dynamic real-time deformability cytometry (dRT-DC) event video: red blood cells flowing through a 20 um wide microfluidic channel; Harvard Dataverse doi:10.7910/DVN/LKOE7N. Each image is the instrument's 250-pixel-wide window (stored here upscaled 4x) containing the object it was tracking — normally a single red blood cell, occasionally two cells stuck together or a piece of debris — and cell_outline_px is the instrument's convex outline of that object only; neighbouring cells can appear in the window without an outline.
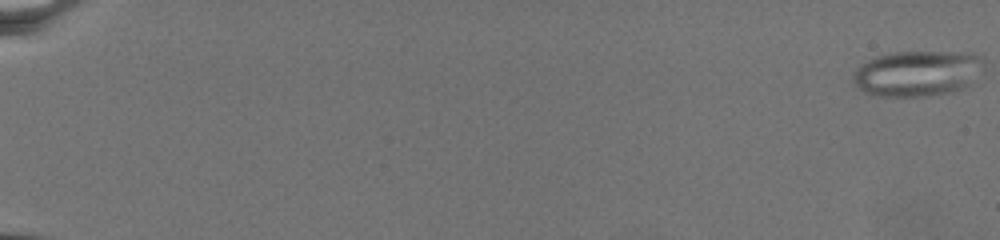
{"species": "common noctule bat (a hibernating species)", "species_latin": "Nyctalus noctula", "temperature_condition": "warm", "stored_images_in_passage": 77, "camera_frame_rate_fps": 3000, "um_per_image_px": 0.085, "animal": {"sex": "female", "body_mass_g": 19.5, "forearm_length_mm": 54.1}, "frame": {"image": 1, "passage_image": 1, "time_ms": 0.0, "image_size_px": [1000, 240], "cell_outline_px": [[984, 64], [976, 84], [952, 92], [924, 96], [872, 96], [856, 88], [852, 84], [852, 76], [856, 68], [868, 60], [876, 56], [892, 52], [972, 52], [984, 56]], "centroid_in_image_um": [78.03, 6.24], "position_along_channel_um": 7.0, "area_um2": 35.78}}
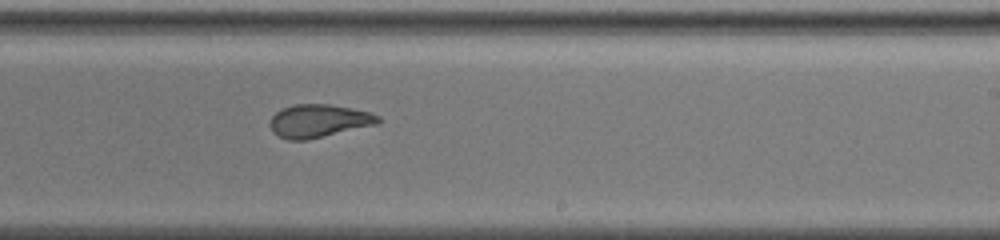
{"frame": {"image": 2, "passage_image": 51, "time_ms": 16.667, "image_size_px": [1000, 240], "cell_outline_px": [[380, 120], [376, 124], [308, 140], [288, 140], [272, 132], [268, 124], [272, 116], [276, 112], [284, 108], [296, 104], [328, 104], [368, 112], [380, 116]], "centroid_in_image_um": [27.04, 10.29], "position_along_channel_um": 262.0, "area_um2": 20.58}}
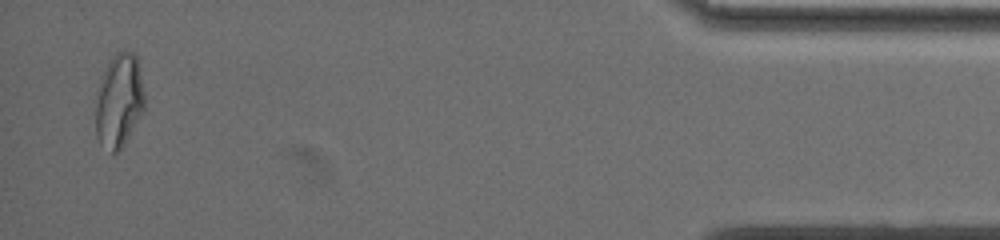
{"frame": {"image": 3, "passage_image": 75, "time_ms": 24.667, "image_size_px": [1000, 240], "cell_outline_px": [[144, 108], [120, 152], [112, 152], [100, 144], [96, 136], [96, 92], [108, 60], [116, 52], [132, 52], [136, 56], [144, 92]], "centroid_in_image_um": [10.09, 8.57], "position_along_channel_um": 425.1, "area_um2": 26.53}}